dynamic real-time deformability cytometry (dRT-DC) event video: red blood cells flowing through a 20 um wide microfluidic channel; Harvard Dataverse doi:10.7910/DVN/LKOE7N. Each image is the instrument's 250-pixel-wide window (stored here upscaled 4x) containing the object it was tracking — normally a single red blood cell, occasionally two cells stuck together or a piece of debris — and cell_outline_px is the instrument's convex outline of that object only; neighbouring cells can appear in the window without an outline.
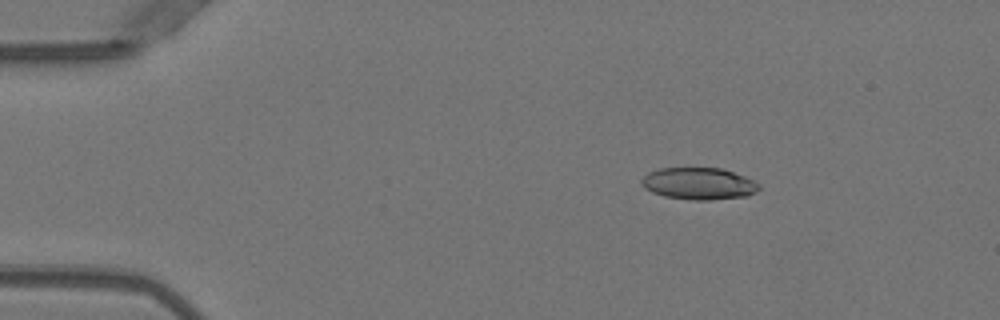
{"species": "Egyptian fruit bat (a non-hibernating species)", "species_latin": "Rousettus aegyptiacus", "temperature_condition": "warm", "stored_images_in_passage": 47, "camera_frame_rate_fps": 3000, "um_per_image_px": 0.085, "animal": {"sex": "female"}, "frame": {"image": 1, "passage_image": 4, "time_ms": 1.0, "image_size_px": [1000, 320], "cell_outline_px": [[760, 188], [756, 192], [748, 196], [708, 200], [692, 200], [664, 196], [652, 192], [644, 188], [640, 184], [640, 180], [648, 172], [660, 168], [720, 168], [744, 176], [760, 184]], "centroid_in_image_um": [59.38, 15.61], "position_along_channel_um": 25.6, "area_um2": 21.91}}
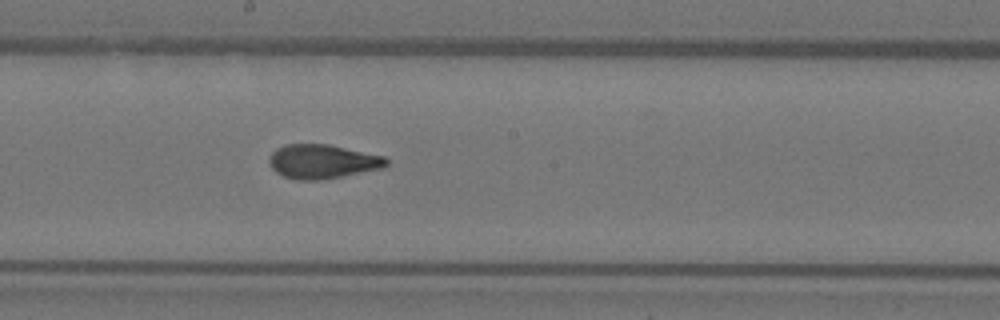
{"frame": {"image": 2, "passage_image": 24, "time_ms": 7.667, "image_size_px": [1000, 320], "cell_outline_px": [[388, 164], [384, 168], [340, 176], [316, 180], [300, 180], [284, 176], [276, 172], [272, 168], [268, 160], [272, 152], [276, 148], [284, 144], [328, 144], [384, 156], [388, 160]], "centroid_in_image_um": [27.4, 13.71], "position_along_channel_um": 220.8, "area_um2": 23.12}}
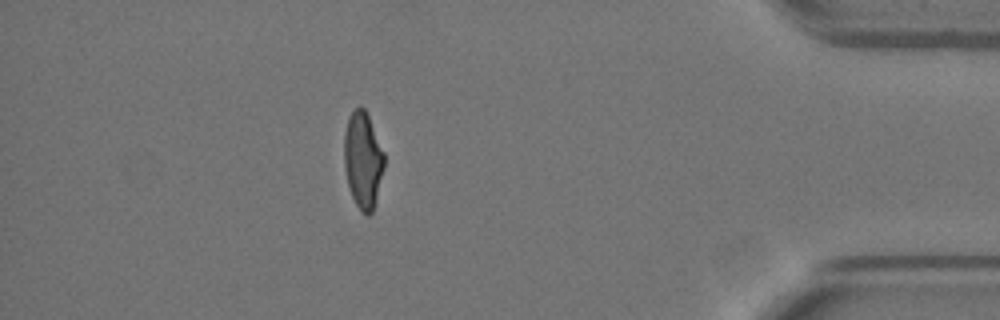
{"frame": {"image": 3, "passage_image": 41, "time_ms": 13.333, "image_size_px": [1000, 320], "cell_outline_px": [[384, 168], [376, 200], [372, 212], [368, 216], [356, 204], [352, 196], [348, 184], [344, 168], [344, 132], [348, 116], [356, 108], [364, 108], [368, 116], [384, 152]], "centroid_in_image_um": [30.84, 13.6], "position_along_channel_um": 404.4, "area_um2": 22.31}, "authors_computed_cell_mechanics": {"area_um2": 23.0044, "velocity_mm_per_s": 4.0119, "shape_relaxation_time_tau1_ms": 7.3405, "shape_relaxation_time_tau2_ms": 1.0716, "deformation_change_tau1": 0.2424, "deformation_change_tau2": 0.0745}}